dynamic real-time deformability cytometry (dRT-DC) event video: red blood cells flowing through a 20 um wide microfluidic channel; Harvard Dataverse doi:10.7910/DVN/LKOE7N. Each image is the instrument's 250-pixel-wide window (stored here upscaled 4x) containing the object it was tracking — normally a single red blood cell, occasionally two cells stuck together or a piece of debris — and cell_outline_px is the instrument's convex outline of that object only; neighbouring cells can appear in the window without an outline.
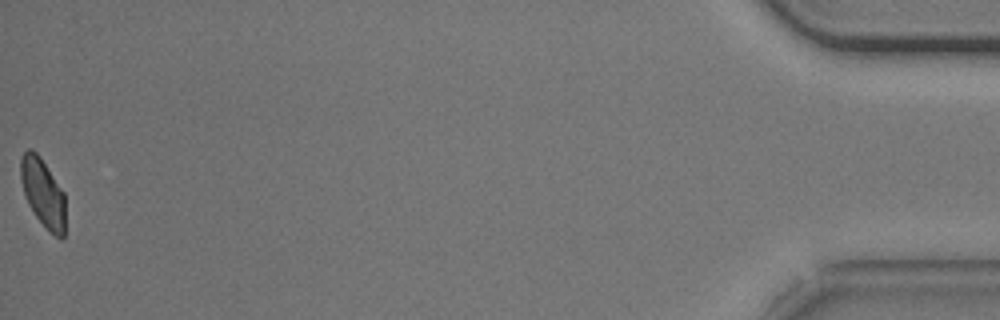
{"species": "common noctule bat (a hibernating species)", "species_latin": "Nyctalus noctula", "temperature_condition": "cold", "stored_images_in_passage": 40, "camera_frame_rate_fps": 3000, "um_per_image_px": 0.085, "animal": {"sex": "male", "body_mass_g": 20.5, "forearm_length_mm": 52.5}, "frame": {"image": 1, "passage_image": 40, "time_ms": 13.0, "image_size_px": [1000, 320], "cell_outline_px": [[64, 236], [60, 240], [36, 216], [28, 204], [20, 180], [20, 156], [28, 148], [32, 148], [40, 156], [64, 192]], "centroid_in_image_um": [3.62, 16.32], "position_along_channel_um": 431.6, "area_um2": 17.63}, "authors_computed_cell_mechanics": {"area_um2": 19.6809, "velocity_mm_per_s": 3.7101, "shape_relaxation_time_tau1_ms": 3.5353, "shape_relaxation_time_tau2_ms": 2.2806, "deformation_change_tau1": 0.0933, "deformation_change_tau2": 0.0766}}